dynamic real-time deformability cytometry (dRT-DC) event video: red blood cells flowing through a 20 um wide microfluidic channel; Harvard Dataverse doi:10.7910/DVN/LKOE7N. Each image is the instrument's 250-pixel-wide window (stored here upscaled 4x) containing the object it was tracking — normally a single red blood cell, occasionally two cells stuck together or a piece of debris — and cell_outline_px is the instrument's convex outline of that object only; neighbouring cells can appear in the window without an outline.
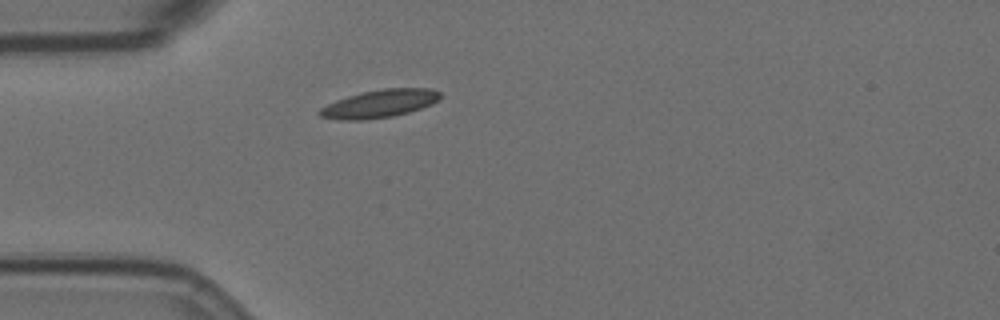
{"species": "Egyptian fruit bat (a non-hibernating species)", "species_latin": "Rousettus aegyptiacus", "temperature_condition": "room temperature", "stored_images_in_passage": 42, "camera_frame_rate_fps": 3000, "um_per_image_px": 0.085, "animal": {"sex": "female"}, "frame": {"image": 1, "passage_image": 1, "time_ms": 0.0, "image_size_px": [1000, 320], "cell_outline_px": [[440, 100], [432, 104], [408, 112], [392, 116], [360, 120], [340, 120], [320, 116], [316, 112], [320, 108], [336, 100], [348, 96], [364, 92], [384, 88], [432, 88], [440, 92]], "centroid_in_image_um": [32.27, 8.81], "position_along_channel_um": 52.7, "area_um2": 19.48}}
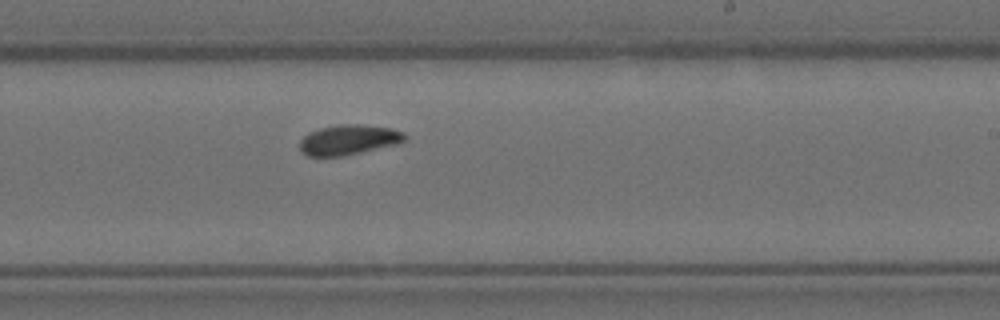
{"frame": {"image": 2, "passage_image": 19, "time_ms": 6.0, "image_size_px": [1000, 320], "cell_outline_px": [[404, 140], [396, 144], [344, 156], [308, 156], [300, 148], [300, 140], [308, 132], [320, 128], [336, 124], [360, 124], [392, 128], [404, 132]], "centroid_in_image_um": [29.62, 11.87], "position_along_channel_um": 259.4, "area_um2": 18.32}}
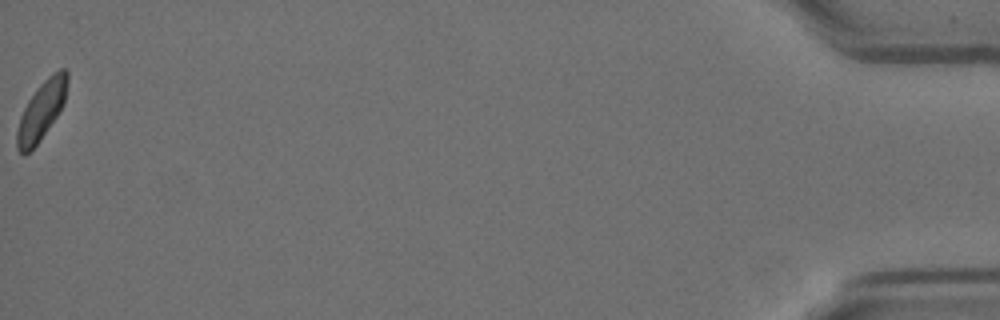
{"frame": {"image": 3, "passage_image": 42, "time_ms": 13.667, "image_size_px": [1000, 320], "cell_outline_px": [[68, 84], [64, 104], [60, 112], [40, 140], [28, 152], [20, 152], [16, 148], [16, 132], [20, 116], [28, 100], [36, 88], [52, 72], [60, 68], [64, 68], [68, 72]], "centroid_in_image_um": [3.55, 9.34], "position_along_channel_um": 431.7, "area_um2": 17.28}, "authors_computed_cell_mechanics": {"area_um2": 18.0047, "velocity_mm_per_s": 3.5826, "shape_relaxation_time_tau1_ms": 6.5861, "shape_relaxation_time_tau2_ms": 1.8992, "deformation_change_tau1": 0.128, "deformation_change_tau2": 0.0675}}